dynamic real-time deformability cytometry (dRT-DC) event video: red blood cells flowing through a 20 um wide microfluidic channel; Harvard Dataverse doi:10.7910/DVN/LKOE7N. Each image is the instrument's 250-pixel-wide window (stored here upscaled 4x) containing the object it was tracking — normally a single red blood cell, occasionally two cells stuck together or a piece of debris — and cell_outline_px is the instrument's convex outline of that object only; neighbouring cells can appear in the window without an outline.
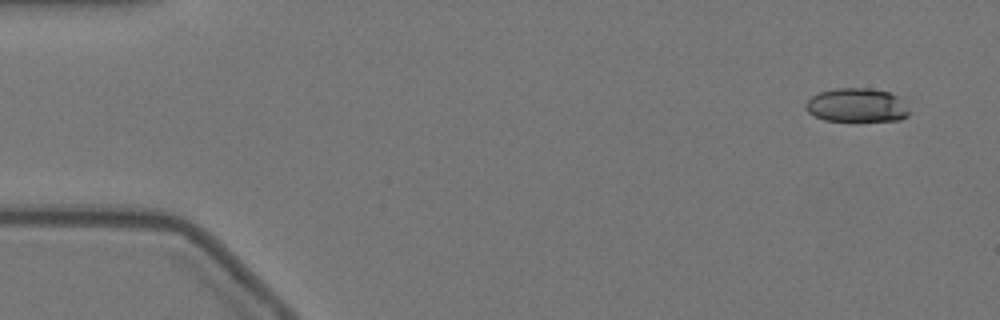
{"species": "Egyptian fruit bat (a non-hibernating species)", "species_latin": "Rousettus aegyptiacus", "temperature_condition": "warm", "stored_images_in_passage": 10, "camera_frame_rate_fps": 3000, "um_per_image_px": 0.085, "animal": {"sex": "female"}, "frame": {"image": 1, "passage_image": 1, "time_ms": 0.0, "image_size_px": [1000, 320], "cell_outline_px": [[912, 112], [908, 116], [900, 120], [824, 120], [808, 112], [804, 108], [804, 104], [812, 96], [820, 92], [836, 88], [868, 88], [888, 92], [896, 96]], "centroid_in_image_um": [72.81, 8.94], "position_along_channel_um": 12.2, "area_um2": 20.17}}